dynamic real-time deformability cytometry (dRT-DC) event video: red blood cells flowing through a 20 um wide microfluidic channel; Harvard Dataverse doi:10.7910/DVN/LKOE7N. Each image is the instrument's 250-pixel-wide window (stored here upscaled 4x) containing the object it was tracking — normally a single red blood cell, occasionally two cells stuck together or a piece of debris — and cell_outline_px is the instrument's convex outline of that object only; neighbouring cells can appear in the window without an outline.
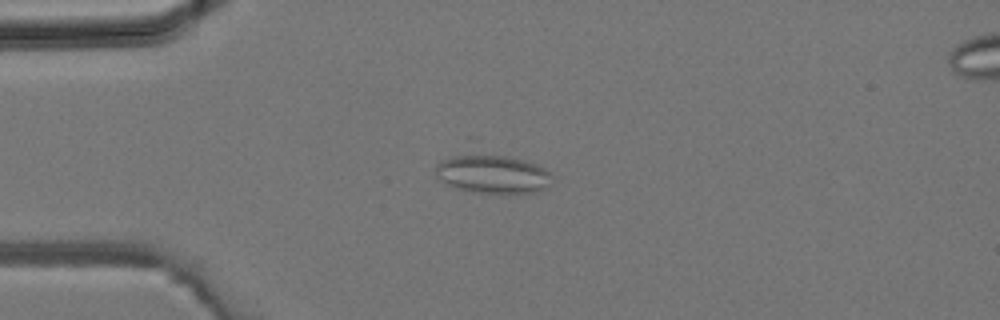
{"species": "common noctule bat (a hibernating species)", "species_latin": "Nyctalus noctula", "temperature_condition": "room temperature", "stored_images_in_passage": 2, "camera_frame_rate_fps": 3000, "um_per_image_px": 0.085, "animal": {"sex": "male", "body_mass_g": 19.2, "forearm_length_mm": 51.8}, "frame": {"image": 1, "passage_image": 1, "time_ms": 0.0, "image_size_px": [1000, 320], "cell_outline_px": [[552, 176], [544, 188], [536, 192], [476, 192], [456, 188], [436, 180], [436, 164], [444, 160], [468, 152], [508, 156], [536, 164], [544, 168]], "centroid_in_image_um": [41.79, 14.77], "position_along_channel_um": 43.2, "area_um2": 25.95}}